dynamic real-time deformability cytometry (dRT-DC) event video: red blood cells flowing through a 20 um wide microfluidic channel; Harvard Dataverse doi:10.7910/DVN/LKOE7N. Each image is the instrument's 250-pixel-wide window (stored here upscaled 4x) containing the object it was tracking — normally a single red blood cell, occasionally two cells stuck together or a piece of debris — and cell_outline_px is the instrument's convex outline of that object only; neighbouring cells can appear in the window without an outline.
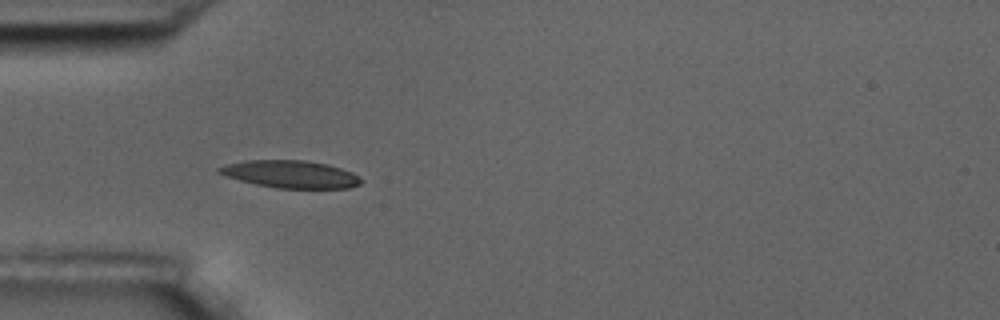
{"species": "common noctule bat (a hibernating species)", "species_latin": "Nyctalus noctula", "temperature_condition": "room temperature", "stored_images_in_passage": 2, "camera_frame_rate_fps": 3000, "um_per_image_px": 0.085, "animal": {"sex": "male", "body_mass_g": 17.5, "forearm_length_mm": 52.3}, "frame": {"image": 1, "passage_image": 1, "time_ms": 0.0, "image_size_px": [1000, 320], "cell_outline_px": [[364, 180], [360, 184], [348, 188], [276, 188], [256, 184], [224, 176], [216, 172], [216, 168], [224, 164], [244, 160], [304, 160], [328, 164], [352, 172]], "centroid_in_image_um": [24.66, 14.8], "position_along_channel_um": 60.3, "area_um2": 22.89}}